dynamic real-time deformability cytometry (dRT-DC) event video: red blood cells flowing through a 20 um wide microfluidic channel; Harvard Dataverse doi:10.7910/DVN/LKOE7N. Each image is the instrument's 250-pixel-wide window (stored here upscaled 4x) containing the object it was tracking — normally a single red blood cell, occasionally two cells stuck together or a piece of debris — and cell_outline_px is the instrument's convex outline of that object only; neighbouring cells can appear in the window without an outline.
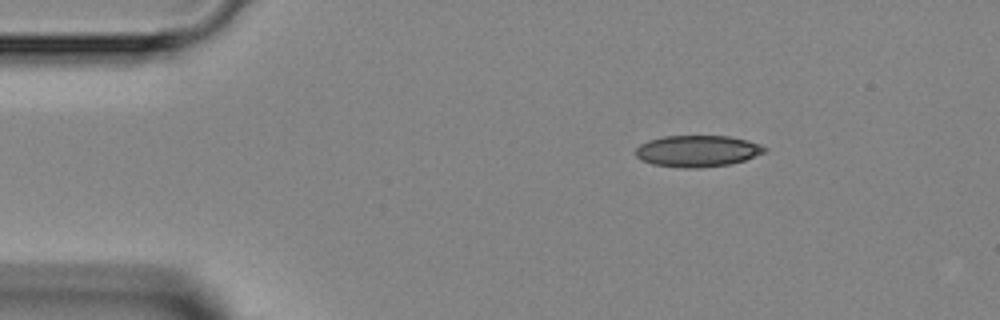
{"species": "Egyptian fruit bat (a non-hibernating species)", "species_latin": "Rousettus aegyptiacus", "temperature_condition": "room temperature", "stored_images_in_passage": 3, "camera_frame_rate_fps": 3000, "um_per_image_px": 0.085, "animal": {"sex": "female"}, "frame": {"image": 1, "passage_image": 1, "time_ms": 0.0, "image_size_px": [1000, 320], "cell_outline_px": [[768, 148], [764, 152], [744, 160], [728, 164], [700, 168], [684, 168], [652, 164], [640, 160], [636, 156], [636, 148], [640, 144], [648, 140], [664, 136], [728, 136], [748, 140], [760, 144]], "centroid_in_image_um": [59.26, 12.83], "position_along_channel_um": 25.7, "area_um2": 23.64}}